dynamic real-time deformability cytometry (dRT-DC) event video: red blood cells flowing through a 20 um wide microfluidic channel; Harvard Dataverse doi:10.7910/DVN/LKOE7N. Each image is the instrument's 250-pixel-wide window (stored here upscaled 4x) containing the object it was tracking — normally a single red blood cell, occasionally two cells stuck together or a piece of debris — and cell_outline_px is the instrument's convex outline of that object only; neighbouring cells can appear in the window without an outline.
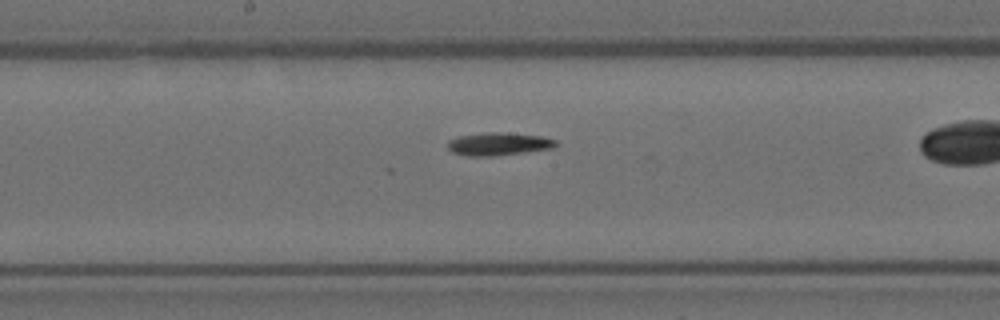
{"species": "Egyptian fruit bat (a non-hibernating species)", "species_latin": "Rousettus aegyptiacus", "temperature_condition": "room temperature", "stored_images_in_passage": 33, "camera_frame_rate_fps": 3000, "um_per_image_px": 0.085, "animal": {"sex": "female"}, "frame": {"image": 1, "passage_image": 19, "time_ms": 6.0, "image_size_px": [1000, 320], "cell_outline_px": [[556, 144], [552, 148], [524, 152], [492, 156], [468, 156], [452, 152], [448, 148], [448, 140], [460, 136], [484, 132], [500, 132], [540, 136], [556, 140]], "centroid_in_image_um": [42.33, 12.23], "position_along_channel_um": 205.9, "area_um2": 14.22}}
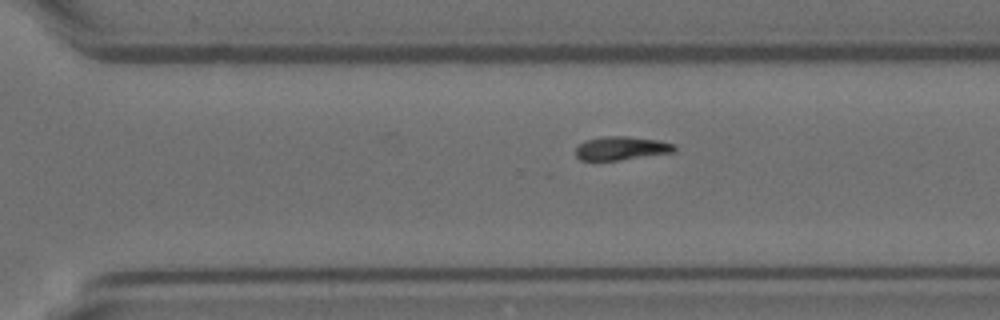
{"frame": {"image": 2, "passage_image": 28, "time_ms": 9.0, "image_size_px": [1000, 320], "cell_outline_px": [[676, 152], [620, 160], [580, 160], [576, 156], [576, 148], [584, 140], [604, 136], [628, 136], [660, 140], [676, 144]], "centroid_in_image_um": [52.86, 12.59], "position_along_channel_um": 317.7, "area_um2": 13.76}}